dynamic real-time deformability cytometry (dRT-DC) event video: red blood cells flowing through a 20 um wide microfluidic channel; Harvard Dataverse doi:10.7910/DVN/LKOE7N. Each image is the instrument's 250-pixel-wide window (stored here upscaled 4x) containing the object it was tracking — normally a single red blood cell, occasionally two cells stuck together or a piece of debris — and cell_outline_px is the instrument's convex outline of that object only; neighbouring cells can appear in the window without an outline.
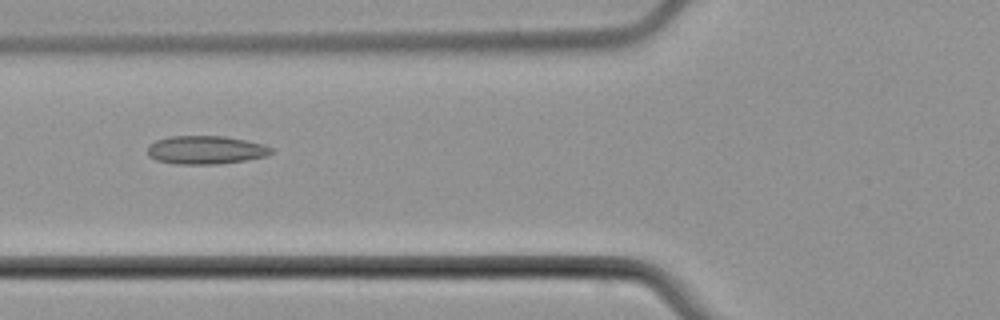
{"species": "common noctule bat (a hibernating species)", "species_latin": "Nyctalus noctula", "temperature_condition": "cold", "stored_images_in_passage": 6, "camera_frame_rate_fps": 3000, "um_per_image_px": 0.085, "animal": {"sex": "male", "body_mass_g": 21.5, "forearm_length_mm": 52.0}, "frame": {"image": 1, "passage_image": 6, "time_ms": 6.0, "image_size_px": [1000, 320], "cell_outline_px": [[272, 152], [264, 156], [244, 160], [216, 164], [176, 164], [156, 160], [148, 156], [148, 144], [156, 140], [168, 136], [224, 136], [264, 144], [272, 148]], "centroid_in_image_um": [17.43, 12.74], "position_along_channel_um": 108.4, "area_um2": 20.35}}